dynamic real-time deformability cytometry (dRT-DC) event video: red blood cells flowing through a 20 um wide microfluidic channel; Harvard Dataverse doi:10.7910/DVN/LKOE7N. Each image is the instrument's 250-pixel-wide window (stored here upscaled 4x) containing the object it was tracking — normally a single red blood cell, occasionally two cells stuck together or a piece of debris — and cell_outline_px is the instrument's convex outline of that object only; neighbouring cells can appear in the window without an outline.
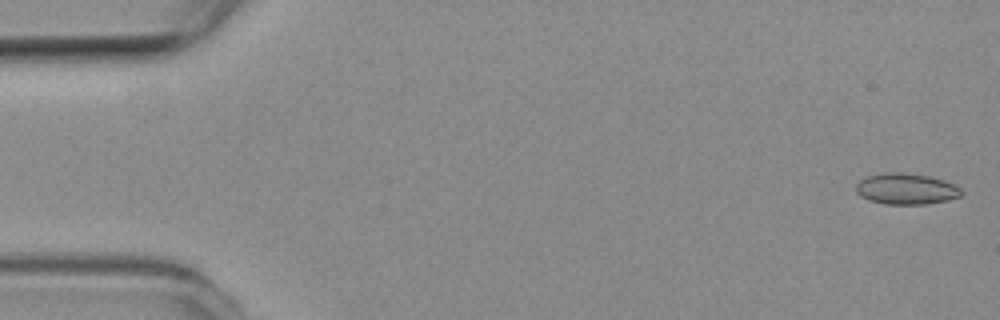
{"species": "common noctule bat (a hibernating species)", "species_latin": "Nyctalus noctula", "temperature_condition": "room temperature", "stored_images_in_passage": 53, "camera_frame_rate_fps": 3000, "um_per_image_px": 0.085, "animal": {"sex": "female", "body_mass_g": 19.3, "forearm_length_mm": 54.1}, "frame": {"image": 1, "passage_image": 1, "time_ms": 0.0, "image_size_px": [1000, 320], "cell_outline_px": [[964, 192], [960, 196], [948, 200], [924, 204], [884, 204], [868, 200], [860, 196], [856, 192], [856, 184], [860, 180], [868, 176], [888, 172], [900, 172], [932, 176], [944, 180], [960, 188]], "centroid_in_image_um": [77.02, 16.05], "position_along_channel_um": 8.0, "area_um2": 19.13}}
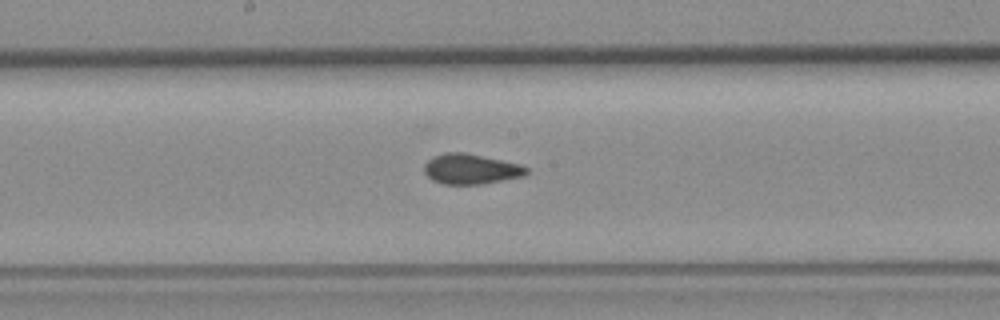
{"frame": {"image": 2, "passage_image": 27, "time_ms": 8.667, "image_size_px": [1000, 320], "cell_outline_px": [[528, 172], [524, 176], [480, 184], [444, 184], [432, 180], [424, 172], [424, 164], [432, 156], [444, 152], [464, 152], [520, 164], [528, 168]], "centroid_in_image_um": [39.99, 14.36], "position_along_channel_um": 208.2, "area_um2": 17.98}}
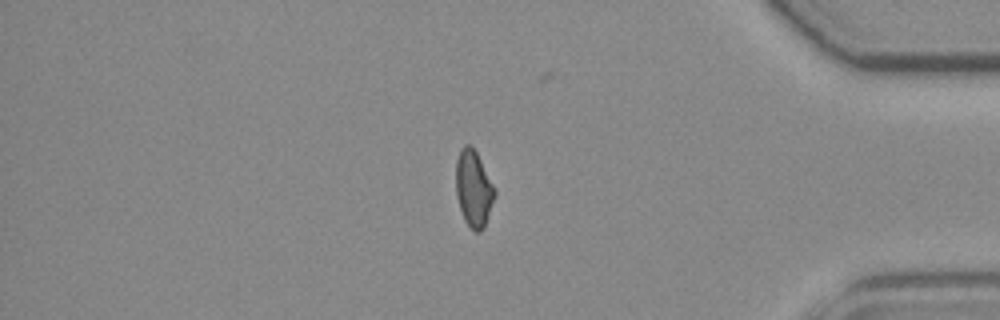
{"frame": {"image": 3, "passage_image": 44, "time_ms": 14.333, "image_size_px": [1000, 320], "cell_outline_px": [[496, 196], [484, 228], [480, 232], [476, 232], [464, 220], [456, 196], [456, 160], [460, 148], [464, 144], [472, 144], [496, 192]], "centroid_in_image_um": [40.24, 16.02], "position_along_channel_um": 395.0, "area_um2": 17.22}, "authors_computed_cell_mechanics": {"area_um2": 17.918, "velocity_mm_per_s": 3.8836, "shape_relaxation_time_tau1_ms": null, "shape_relaxation_time_tau2_ms": 1.251, "deformation_change_tau1": null, "deformation_change_tau2": 0.0469}}